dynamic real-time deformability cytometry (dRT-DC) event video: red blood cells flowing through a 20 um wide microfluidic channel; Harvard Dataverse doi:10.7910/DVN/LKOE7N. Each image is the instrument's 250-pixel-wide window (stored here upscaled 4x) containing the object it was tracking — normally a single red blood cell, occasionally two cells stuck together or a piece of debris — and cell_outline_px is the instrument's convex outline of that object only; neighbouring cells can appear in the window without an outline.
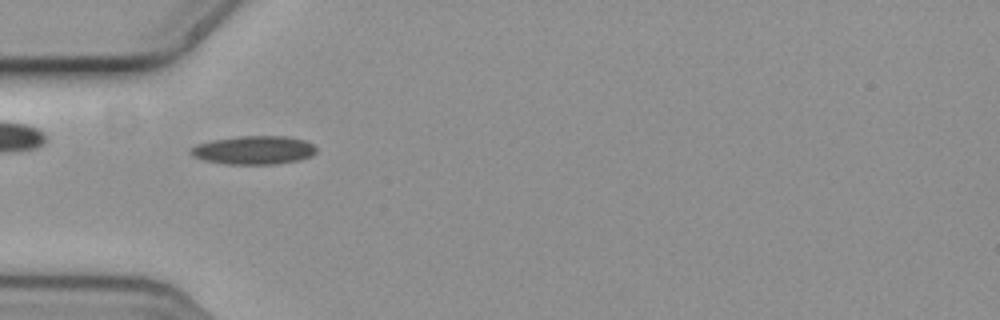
{"species": "common noctule bat (a hibernating species)", "species_latin": "Nyctalus noctula", "temperature_condition": "cold", "stored_images_in_passage": 3, "camera_frame_rate_fps": 3000, "um_per_image_px": 0.085, "animal": {"sex": "female", "body_mass_g": 19.3, "forearm_length_mm": 54.1}, "frame": {"image": 1, "passage_image": 3, "time_ms": 0.667, "image_size_px": [1000, 320], "cell_outline_px": [[316, 152], [312, 156], [300, 160], [276, 164], [228, 164], [204, 160], [192, 156], [188, 152], [188, 148], [196, 144], [212, 140], [240, 136], [288, 136], [304, 140], [312, 144], [316, 148]], "centroid_in_image_um": [21.55, 12.76], "position_along_channel_um": 63.4, "area_um2": 21.04}}